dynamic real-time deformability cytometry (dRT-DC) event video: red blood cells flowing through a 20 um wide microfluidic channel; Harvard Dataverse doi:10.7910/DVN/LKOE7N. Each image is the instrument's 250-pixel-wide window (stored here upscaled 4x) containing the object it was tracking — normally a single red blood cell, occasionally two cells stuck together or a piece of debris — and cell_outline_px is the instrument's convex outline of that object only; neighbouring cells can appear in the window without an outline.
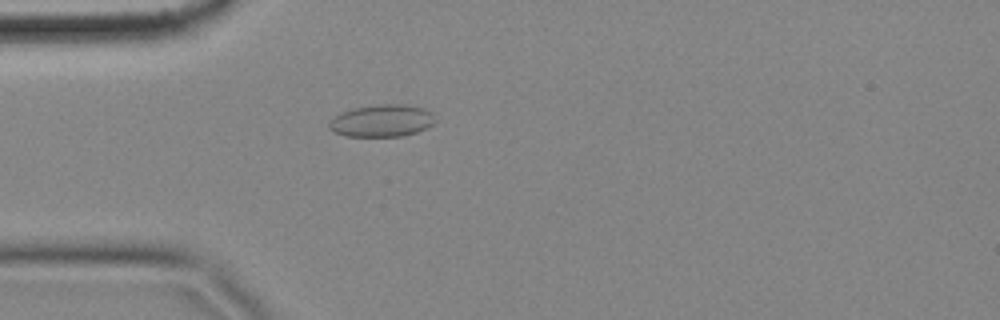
{"species": "common noctule bat (a hibernating species)", "species_latin": "Nyctalus noctula", "temperature_condition": "cold", "stored_images_in_passage": 49, "camera_frame_rate_fps": 3000, "um_per_image_px": 0.085, "animal": {"sex": "female", "body_mass_g": 18.4}, "frame": {"image": 1, "passage_image": 7, "time_ms": 2.0, "image_size_px": [1000, 320], "cell_outline_px": [[436, 120], [428, 128], [416, 132], [400, 136], [348, 136], [336, 132], [328, 128], [328, 124], [340, 112], [352, 108], [380, 104], [404, 104], [424, 108], [432, 112]], "centroid_in_image_um": [32.49, 10.25], "position_along_channel_um": 52.5, "area_um2": 19.88}}
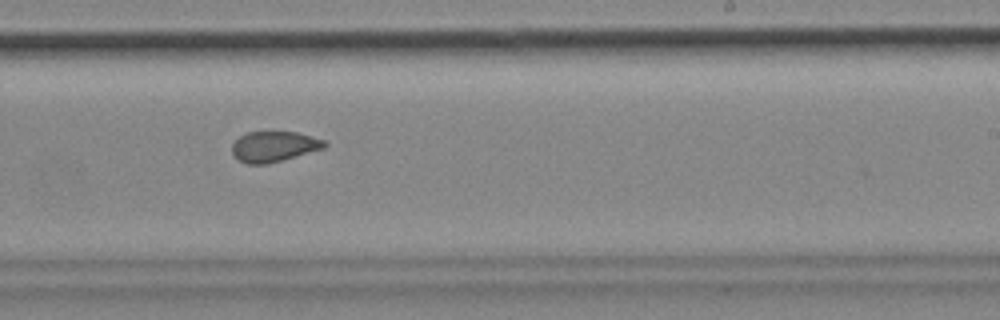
{"frame": {"image": 2, "passage_image": 26, "time_ms": 8.333, "image_size_px": [1000, 320], "cell_outline_px": [[328, 144], [324, 148], [268, 164], [248, 164], [240, 160], [232, 152], [232, 144], [240, 136], [248, 132], [268, 128], [296, 132], [312, 136], [324, 140]], "centroid_in_image_um": [23.29, 12.39], "position_along_channel_um": 265.7, "area_um2": 16.94}}
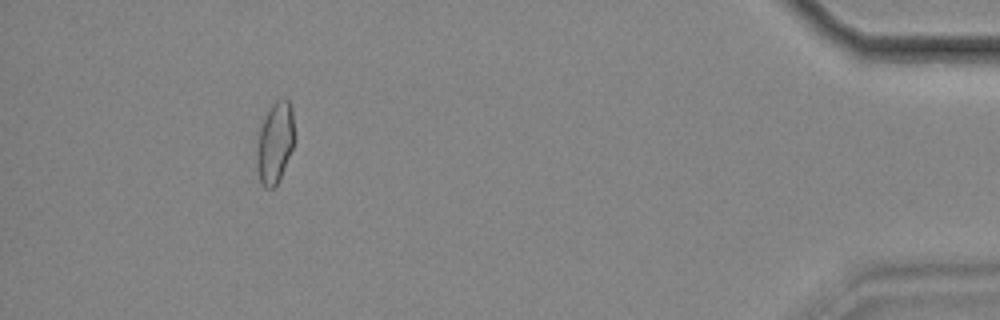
{"frame": {"image": 3, "passage_image": 44, "time_ms": 14.333, "image_size_px": [1000, 320], "cell_outline_px": [[296, 140], [280, 176], [276, 184], [272, 188], [264, 188], [260, 180], [256, 152], [260, 128], [264, 116], [272, 104], [276, 100], [284, 96], [288, 100], [292, 108], [296, 136]], "centroid_in_image_um": [23.41, 12.04], "position_along_channel_um": 411.8, "area_um2": 17.92}, "authors_computed_cell_mechanics": {"area_um2": 17.4556, "velocity_mm_per_s": 3.4822, "shape_relaxation_time_tau1_ms": 7.8552, "shape_relaxation_time_tau2_ms": 2.1931, "deformation_change_tau1": 0.1083, "deformation_change_tau2": 0.0512}}